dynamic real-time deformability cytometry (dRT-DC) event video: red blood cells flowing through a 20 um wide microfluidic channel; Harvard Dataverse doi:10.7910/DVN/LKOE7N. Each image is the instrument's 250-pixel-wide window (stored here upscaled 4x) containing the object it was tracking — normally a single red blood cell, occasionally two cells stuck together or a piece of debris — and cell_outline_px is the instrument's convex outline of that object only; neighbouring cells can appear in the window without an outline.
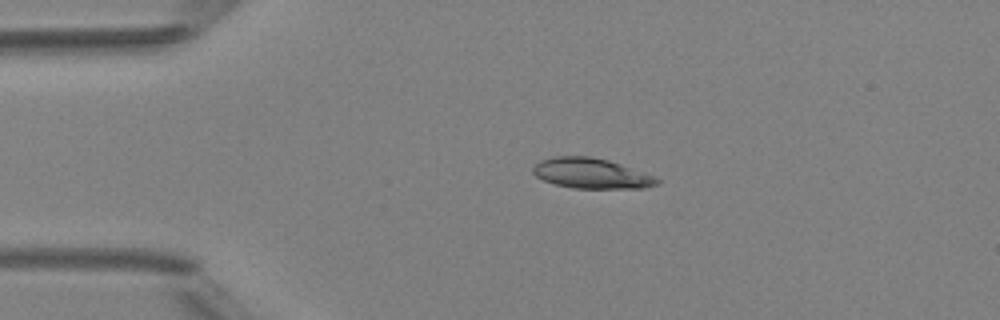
{"species": "Egyptian fruit bat (a non-hibernating species)", "species_latin": "Rousettus aegyptiacus", "temperature_condition": "room temperature", "stored_images_in_passage": 4, "camera_frame_rate_fps": 3000, "um_per_image_px": 0.085, "animal": {"sex": "female"}, "frame": {"image": 1, "passage_image": 3, "time_ms": 2.333, "image_size_px": [1000, 320], "cell_outline_px": [[660, 180], [656, 184], [644, 188], [572, 188], [556, 184], [544, 180], [536, 176], [532, 172], [532, 168], [540, 160], [556, 156], [588, 156], [608, 160], [644, 172]], "centroid_in_image_um": [50.23, 14.73], "position_along_channel_um": 34.8, "area_um2": 21.62}}